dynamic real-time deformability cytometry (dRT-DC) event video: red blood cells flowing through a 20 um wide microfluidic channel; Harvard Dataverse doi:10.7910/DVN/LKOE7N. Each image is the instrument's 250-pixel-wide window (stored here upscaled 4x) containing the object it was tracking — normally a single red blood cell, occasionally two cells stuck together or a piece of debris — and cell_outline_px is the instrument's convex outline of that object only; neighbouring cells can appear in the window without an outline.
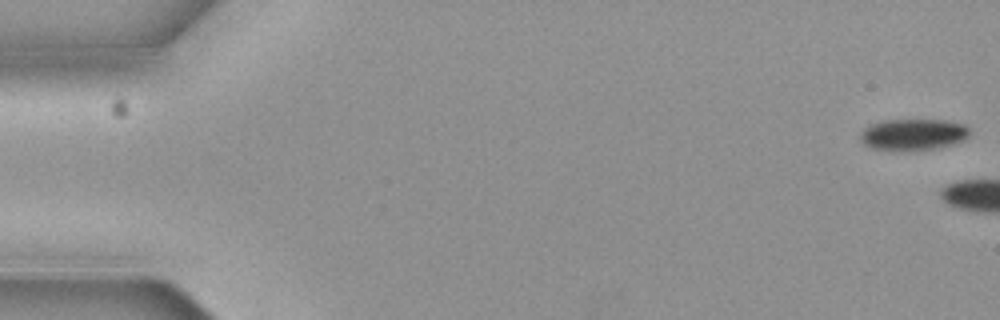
{"species": "common noctule bat (a hibernating species)", "species_latin": "Nyctalus noctula", "temperature_condition": "cold", "stored_images_in_passage": 4, "segment_of_instrument_passage": [2, 2], "camera_frame_rate_fps": 3000, "um_per_image_px": 0.085, "animal": {"sex": "female", "body_mass_g": 19.3, "forearm_length_mm": 54.1}, "frame": {"image": 1, "passage_image": 4, "time_ms": 1.0, "image_size_px": [1000, 320], "cell_outline_px": [[968, 136], [964, 140], [952, 144], [936, 148], [912, 152], [888, 152], [872, 148], [864, 144], [860, 140], [860, 132], [864, 128], [872, 124], [888, 120], [944, 120], [964, 124], [968, 128]], "centroid_in_image_um": [77.57, 11.47], "position_along_channel_um": 7.4, "area_um2": 20.46}}